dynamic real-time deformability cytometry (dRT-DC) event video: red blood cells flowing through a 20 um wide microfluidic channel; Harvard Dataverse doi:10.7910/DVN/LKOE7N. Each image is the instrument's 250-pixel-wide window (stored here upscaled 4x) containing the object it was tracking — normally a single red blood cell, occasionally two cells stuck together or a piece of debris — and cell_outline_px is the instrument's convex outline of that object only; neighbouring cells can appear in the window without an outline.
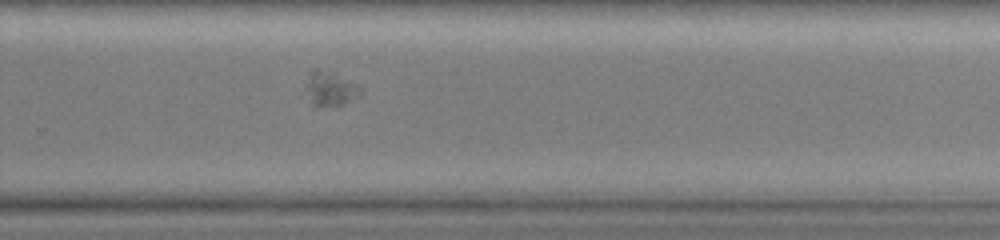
{"species": "common noctule bat (a hibernating species)", "species_latin": "Nyctalus noctula", "temperature_condition": "warm", "stored_images_in_passage": 39, "camera_frame_rate_fps": 3000, "um_per_image_px": 0.085, "animal": {"sex": "female", "body_mass_g": 19.0, "forearm_length_mm": 51.5}, "frame": {"image": 1, "passage_image": 25, "time_ms": 8.0, "image_size_px": [1000, 240], "cell_outline_px": [[360, 96], [336, 108], [316, 108], [312, 104], [308, 88], [308, 72], [312, 68], [316, 68], [332, 72], [360, 88]], "centroid_in_image_um": [28.06, 7.6], "position_along_channel_um": 301.7, "area_um2": 10.87}}
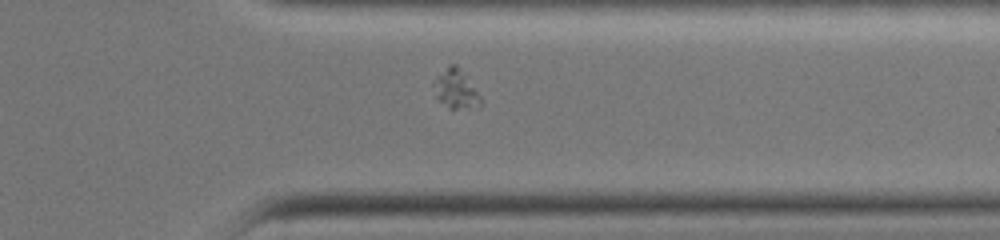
{"frame": {"image": 2, "passage_image": 30, "time_ms": 9.667, "image_size_px": [1000, 240], "cell_outline_px": [[484, 104], [480, 108], [448, 108], [436, 96], [436, 80], [448, 64], [456, 64], [480, 96]], "centroid_in_image_um": [38.82, 7.62], "position_along_channel_um": 372.6, "area_um2": 10.17}}
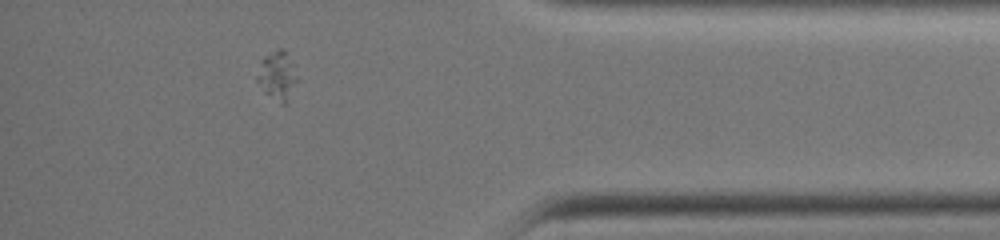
{"frame": {"image": 3, "passage_image": 34, "time_ms": 11.0, "image_size_px": [1000, 240], "cell_outline_px": [[296, 80], [284, 104], [280, 104], [264, 92], [256, 80], [260, 60], [264, 56], [276, 48], [284, 48]], "centroid_in_image_um": [23.47, 6.4], "position_along_channel_um": 411.7, "area_um2": 10.75}}